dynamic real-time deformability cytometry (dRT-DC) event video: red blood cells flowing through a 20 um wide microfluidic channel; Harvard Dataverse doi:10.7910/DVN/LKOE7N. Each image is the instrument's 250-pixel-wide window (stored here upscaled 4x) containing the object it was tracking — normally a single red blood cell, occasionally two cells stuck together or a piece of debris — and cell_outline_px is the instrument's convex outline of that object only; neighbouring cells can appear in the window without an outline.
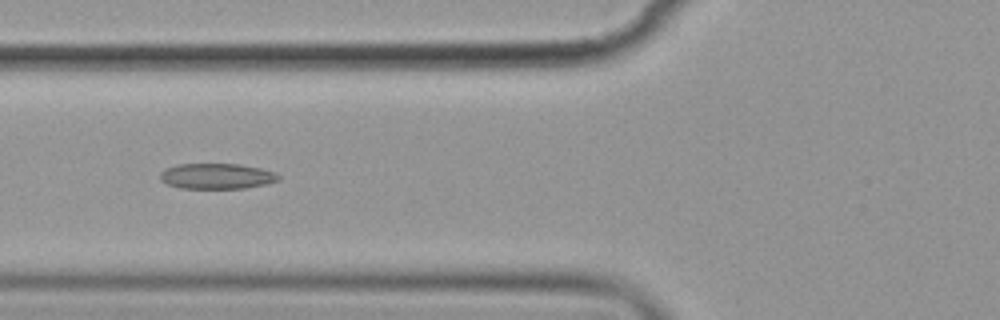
{"species": "common noctule bat (a hibernating species)", "species_latin": "Nyctalus noctula", "temperature_condition": "cold", "stored_images_in_passage": 7, "camera_frame_rate_fps": 3000, "um_per_image_px": 0.085, "animal": {"sex": "female", "body_mass_g": 19.9}, "frame": {"image": 1, "passage_image": 6, "time_ms": 6.0, "image_size_px": [1000, 320], "cell_outline_px": [[280, 180], [268, 184], [244, 188], [180, 188], [168, 184], [160, 180], [160, 172], [164, 168], [176, 164], [240, 164], [260, 168], [276, 172], [280, 176]], "centroid_in_image_um": [18.43, 14.97], "position_along_channel_um": 107.4, "area_um2": 17.8}}
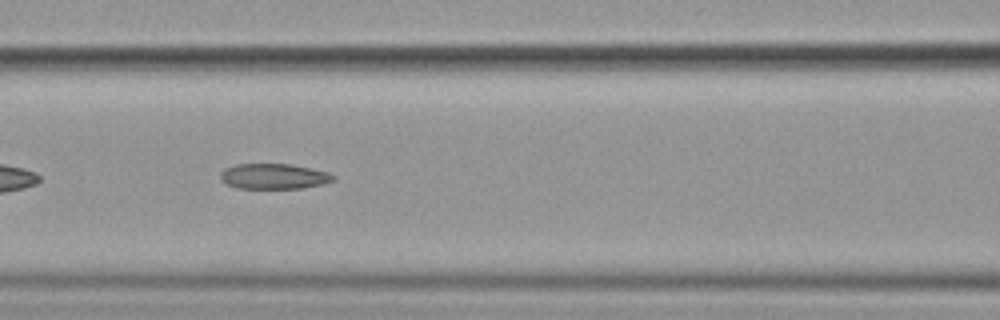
{"frame": {"image": 2, "passage_image": 7, "time_ms": 7.0, "image_size_px": [1000, 320], "cell_outline_px": [[336, 180], [324, 184], [300, 188], [236, 188], [220, 180], [220, 172], [224, 168], [236, 164], [292, 164], [312, 168], [328, 172], [336, 176]], "centroid_in_image_um": [23.29, 14.98], "position_along_channel_um": 143.3, "area_um2": 16.88}}